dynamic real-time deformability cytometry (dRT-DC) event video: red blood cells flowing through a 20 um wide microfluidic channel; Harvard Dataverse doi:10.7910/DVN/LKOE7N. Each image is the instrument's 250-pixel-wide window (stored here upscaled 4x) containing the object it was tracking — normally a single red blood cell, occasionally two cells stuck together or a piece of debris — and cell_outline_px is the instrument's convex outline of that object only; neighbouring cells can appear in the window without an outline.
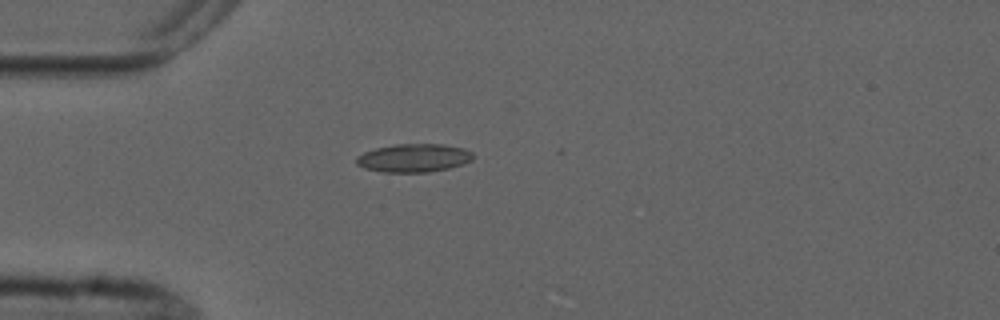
{"species": "common noctule bat (a hibernating species)", "species_latin": "Nyctalus noctula", "temperature_condition": "cold", "stored_images_in_passage": 1, "camera_frame_rate_fps": 3000, "um_per_image_px": 0.085, "animal": {"sex": "male", "forearm_length_mm": 52.5}, "frame": {"image": 1, "passage_image": 1, "time_ms": 0.0, "image_size_px": [1000, 320], "cell_outline_px": [[472, 160], [464, 164], [448, 168], [428, 172], [380, 172], [364, 168], [356, 164], [356, 156], [364, 152], [376, 148], [396, 144], [444, 144], [464, 148], [472, 152]], "centroid_in_image_um": [35.16, 13.42], "position_along_channel_um": 49.8, "area_um2": 19.31}}